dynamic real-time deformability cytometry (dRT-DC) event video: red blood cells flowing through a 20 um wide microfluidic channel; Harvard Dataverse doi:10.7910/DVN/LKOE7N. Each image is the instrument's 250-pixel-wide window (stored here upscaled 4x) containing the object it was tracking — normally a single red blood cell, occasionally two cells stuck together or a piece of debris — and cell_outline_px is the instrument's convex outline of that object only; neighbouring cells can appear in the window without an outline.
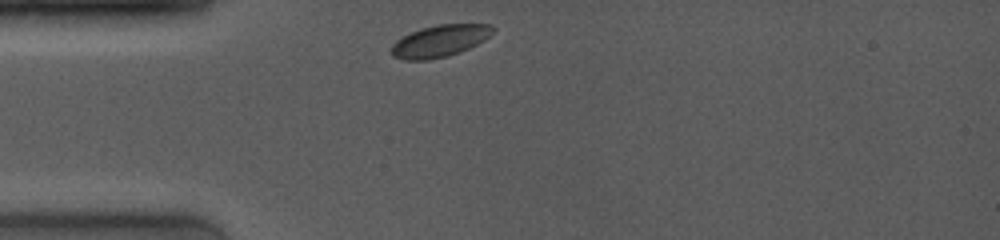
{"species": "common noctule bat (a hibernating species)", "species_latin": "Nyctalus noctula", "temperature_condition": "room temperature", "stored_images_in_passage": 29, "camera_frame_rate_fps": 4000, "um_per_image_px": 0.085, "animal": {"sex": "female", "body_mass_g": 19.0, "forearm_length_mm": 53.3}, "frame": {"image": 1, "passage_image": 1, "time_ms": 0.0, "image_size_px": [1000, 240], "cell_outline_px": [[496, 28], [484, 40], [460, 52], [448, 56], [428, 60], [404, 60], [392, 56], [392, 44], [396, 40], [420, 28], [440, 24], [492, 24]], "centroid_in_image_um": [37.38, 3.48], "position_along_channel_um": 47.6, "area_um2": 18.79}}
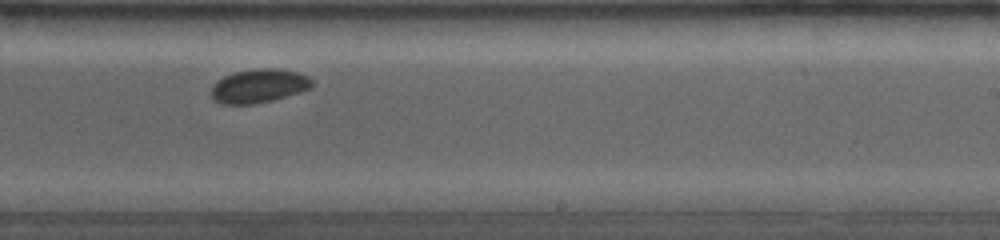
{"frame": {"image": 2, "passage_image": 17, "time_ms": 6.0, "image_size_px": [1000, 240], "cell_outline_px": [[312, 88], [272, 100], [252, 104], [220, 104], [212, 100], [212, 84], [216, 80], [232, 72], [256, 68], [276, 68], [300, 72], [308, 76], [312, 80]], "centroid_in_image_um": [21.98, 7.29], "position_along_channel_um": 267.0, "area_um2": 20.06}}
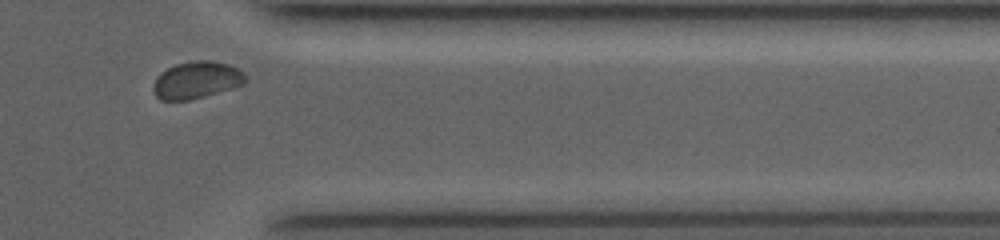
{"frame": {"image": 3, "passage_image": 26, "time_ms": 9.25, "image_size_px": [1000, 240], "cell_outline_px": [[244, 84], [232, 88], [204, 96], [188, 100], [160, 100], [156, 96], [152, 88], [152, 84], [160, 72], [176, 64], [192, 60], [212, 60], [228, 64], [244, 72]], "centroid_in_image_um": [16.67, 6.79], "position_along_channel_um": 394.7, "area_um2": 19.88}}